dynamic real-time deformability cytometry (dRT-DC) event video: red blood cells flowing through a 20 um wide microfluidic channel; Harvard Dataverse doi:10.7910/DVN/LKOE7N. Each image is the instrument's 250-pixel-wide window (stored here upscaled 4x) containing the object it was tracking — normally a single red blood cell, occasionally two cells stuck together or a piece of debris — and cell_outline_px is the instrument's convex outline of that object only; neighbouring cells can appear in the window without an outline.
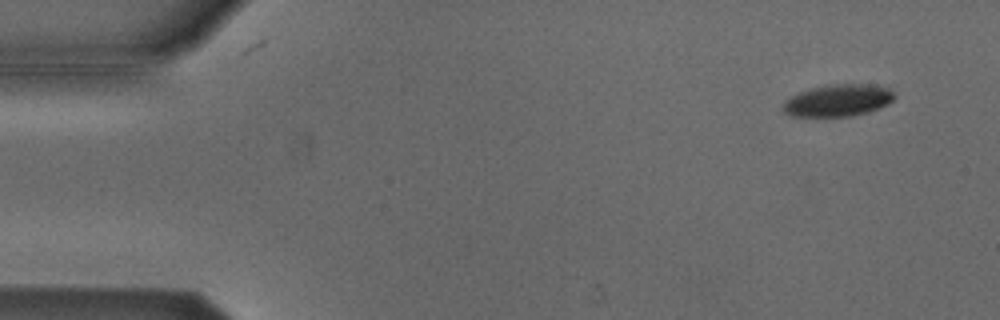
{"species": "Egyptian fruit bat (a non-hibernating species)", "species_latin": "Rousettus aegyptiacus", "temperature_condition": "cold", "stored_images_in_passage": 11, "camera_frame_rate_fps": 3000, "um_per_image_px": 0.085, "animal": {"sex": "male"}, "frame": {"image": 1, "passage_image": 2, "time_ms": 0.333, "image_size_px": [1000, 320], "cell_outline_px": [[896, 96], [888, 104], [868, 112], [852, 116], [792, 116], [784, 112], [784, 100], [800, 92], [812, 88], [828, 84], [872, 84], [888, 88]], "centroid_in_image_um": [71.25, 8.53], "position_along_channel_um": 13.8, "area_um2": 20.63}}